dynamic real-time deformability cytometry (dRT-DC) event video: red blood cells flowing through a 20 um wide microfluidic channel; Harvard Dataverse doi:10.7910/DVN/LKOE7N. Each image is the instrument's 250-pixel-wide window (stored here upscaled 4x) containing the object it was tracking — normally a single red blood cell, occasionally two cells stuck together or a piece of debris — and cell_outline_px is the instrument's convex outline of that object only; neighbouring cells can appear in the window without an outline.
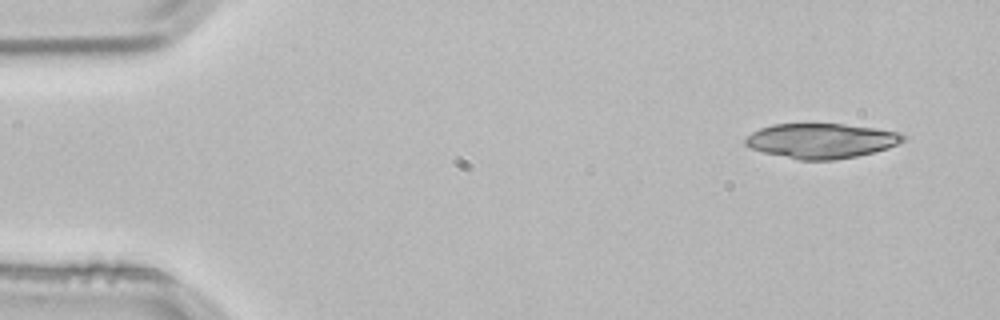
{"species": "common noctule bat (a hibernating species)", "species_latin": "Nyctalus noctula", "temperature_condition": "room temperature", "stored_images_in_passage": 3, "camera_frame_rate_fps": 3000, "um_per_image_px": 0.085, "animal": {"sex": "male", "body_mass_g": 21.5, "forearm_length_mm": 52.0}, "frame": {"image": 1, "passage_image": 1, "time_ms": 0.0, "image_size_px": [1000, 320], "cell_outline_px": [[904, 140], [888, 148], [856, 156], [832, 160], [800, 160], [764, 152], [752, 148], [744, 144], [744, 136], [760, 128], [772, 124], [844, 124], [876, 128], [896, 132], [904, 136]], "centroid_in_image_um": [69.75, 11.96], "position_along_channel_um": 15.2, "area_um2": 31.85}}